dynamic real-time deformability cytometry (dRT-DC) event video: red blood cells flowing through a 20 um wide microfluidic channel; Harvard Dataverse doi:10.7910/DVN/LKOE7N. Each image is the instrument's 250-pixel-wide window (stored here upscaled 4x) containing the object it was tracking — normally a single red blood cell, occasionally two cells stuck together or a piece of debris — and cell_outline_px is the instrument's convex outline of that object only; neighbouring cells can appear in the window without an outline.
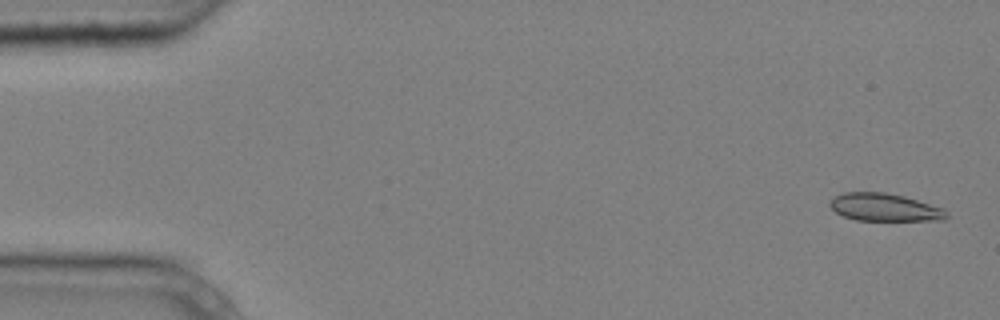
{"species": "common noctule bat (a hibernating species)", "species_latin": "Nyctalus noctula", "temperature_condition": "cold", "stored_images_in_passage": 4, "camera_frame_rate_fps": 3000, "um_per_image_px": 0.085, "animal": {"sex": "male", "body_mass_g": 20.4}, "frame": {"image": 1, "passage_image": 1, "time_ms": 0.0, "image_size_px": [1000, 320], "cell_outline_px": [[948, 216], [944, 220], [856, 220], [844, 216], [836, 212], [828, 204], [836, 196], [844, 192], [884, 192], [904, 196], [944, 208], [948, 212]], "centroid_in_image_um": [75.22, 17.62], "position_along_channel_um": 9.8, "area_um2": 18.73}}
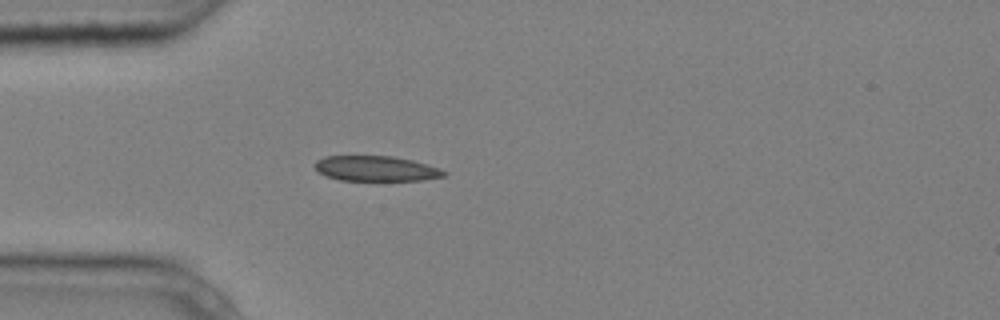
{"frame": {"image": 2, "passage_image": 4, "time_ms": 1.0, "image_size_px": [1000, 320], "cell_outline_px": [[448, 172], [444, 176], [420, 180], [340, 180], [324, 176], [316, 172], [312, 164], [316, 160], [324, 156], [392, 156], [412, 160], [440, 168]], "centroid_in_image_um": [31.88, 14.32], "position_along_channel_um": 53.1, "area_um2": 19.13}}